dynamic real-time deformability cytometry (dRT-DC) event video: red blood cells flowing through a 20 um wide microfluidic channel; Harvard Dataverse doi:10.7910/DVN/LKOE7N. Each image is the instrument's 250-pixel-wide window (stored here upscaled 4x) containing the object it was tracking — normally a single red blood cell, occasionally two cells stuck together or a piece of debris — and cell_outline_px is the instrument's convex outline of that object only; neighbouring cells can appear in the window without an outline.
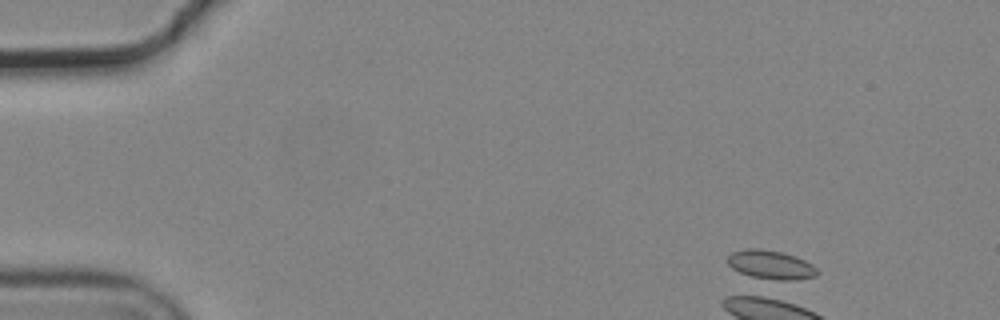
{"species": "common noctule bat (a hibernating species)", "species_latin": "Nyctalus noctula", "temperature_condition": "cold", "stored_images_in_passage": 3, "camera_frame_rate_fps": 3000, "um_per_image_px": 0.085, "animal": {"sex": "male", "body_mass_g": 19.2, "forearm_length_mm": 51.8}, "frame": {"image": 1, "passage_image": 2, "time_ms": 0.333, "image_size_px": [1000, 320], "cell_outline_px": [[820, 272], [816, 276], [792, 280], [760, 280], [740, 272], [732, 268], [728, 264], [728, 256], [732, 252], [748, 248], [760, 248], [780, 252], [796, 256], [812, 264]], "centroid_in_image_um": [65.51, 22.52], "position_along_channel_um": 19.5, "area_um2": 15.26}}